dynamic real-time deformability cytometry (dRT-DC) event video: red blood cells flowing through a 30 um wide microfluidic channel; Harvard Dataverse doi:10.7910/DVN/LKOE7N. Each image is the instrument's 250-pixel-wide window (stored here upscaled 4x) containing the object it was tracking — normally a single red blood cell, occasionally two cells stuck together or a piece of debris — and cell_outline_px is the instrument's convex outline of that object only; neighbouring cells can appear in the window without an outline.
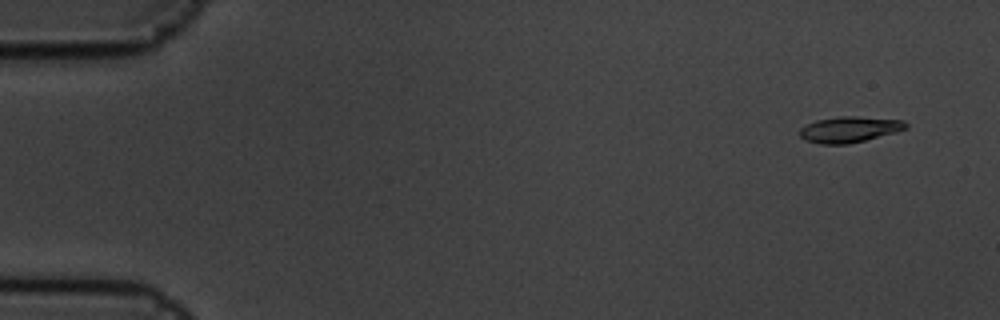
{"species": "common noctule bat (a hibernating species)", "species_latin": "Nyctalus noctula", "temperature_condition": "cold", "stored_images_in_passage": 5, "camera_frame_rate_fps": 3000, "um_per_image_px": 0.085, "animal": {"sex": "male", "body_mass_g": 19.5, "forearm_length_mm": 54.6}, "frame": {"image": 1, "passage_image": 1, "time_ms": 0.0, "image_size_px": [1000, 320], "cell_outline_px": [[908, 128], [896, 132], [848, 144], [820, 144], [804, 140], [800, 136], [800, 128], [816, 120], [840, 116], [856, 116], [904, 120], [908, 124]], "centroid_in_image_um": [72.21, 11.0], "position_along_channel_um": 12.8, "area_um2": 16.01}}
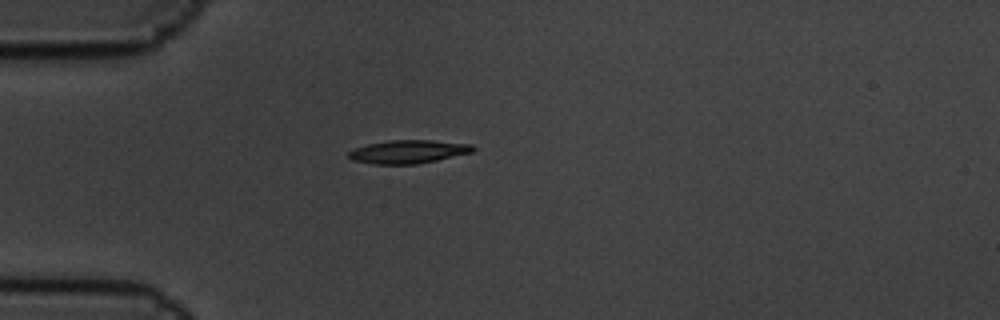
{"frame": {"image": 2, "passage_image": 5, "time_ms": 1.333, "image_size_px": [1000, 320], "cell_outline_px": [[476, 148], [472, 152], [436, 160], [416, 164], [372, 164], [352, 160], [348, 156], [348, 152], [356, 148], [368, 144], [388, 140], [432, 140], [472, 144]], "centroid_in_image_um": [34.7, 12.89], "position_along_channel_um": 50.3, "area_um2": 16.82}}